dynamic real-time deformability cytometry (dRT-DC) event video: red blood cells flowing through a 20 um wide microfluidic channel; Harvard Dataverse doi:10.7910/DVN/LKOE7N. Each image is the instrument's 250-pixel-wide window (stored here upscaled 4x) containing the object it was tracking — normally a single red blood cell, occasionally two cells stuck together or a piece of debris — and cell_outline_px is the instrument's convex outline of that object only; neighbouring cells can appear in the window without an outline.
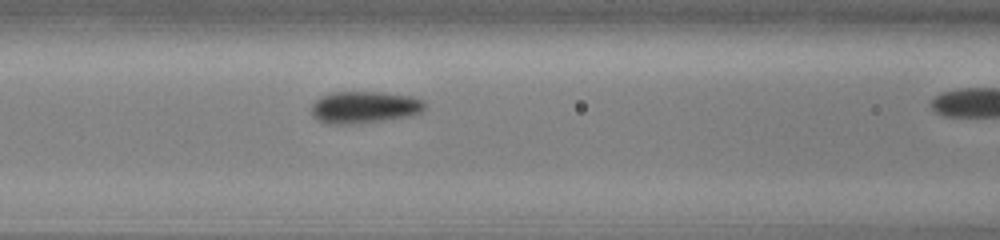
{"species": "common noctule bat (a hibernating species)", "species_latin": "Nyctalus noctula", "temperature_condition": "cold", "stored_images_in_passage": 13, "camera_frame_rate_fps": 3000, "um_per_image_px": 0.085, "animal": {"sex": "male", "body_mass_g": 13.0, "forearm_length_mm": 53.1}, "frame": {"image": 1, "passage_image": 6, "time_ms": 1.667, "image_size_px": [1000, 240], "cell_outline_px": [[424, 108], [420, 112], [412, 116], [360, 124], [328, 124], [316, 120], [312, 116], [312, 104], [320, 96], [332, 92], [380, 92], [412, 96], [420, 100], [424, 104]], "centroid_in_image_um": [30.93, 9.13], "position_along_channel_um": 135.7, "area_um2": 21.33}}
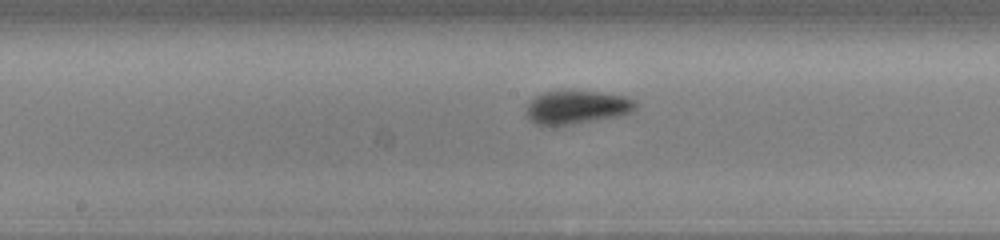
{"frame": {"image": 2, "passage_image": 11, "time_ms": 3.333, "image_size_px": [1000, 240], "cell_outline_px": [[636, 108], [628, 112], [616, 116], [568, 124], [536, 124], [528, 116], [528, 104], [536, 96], [544, 92], [568, 88], [600, 92], [628, 96], [636, 100]], "centroid_in_image_um": [49.06, 9.04], "position_along_channel_um": 199.1, "area_um2": 21.15}}